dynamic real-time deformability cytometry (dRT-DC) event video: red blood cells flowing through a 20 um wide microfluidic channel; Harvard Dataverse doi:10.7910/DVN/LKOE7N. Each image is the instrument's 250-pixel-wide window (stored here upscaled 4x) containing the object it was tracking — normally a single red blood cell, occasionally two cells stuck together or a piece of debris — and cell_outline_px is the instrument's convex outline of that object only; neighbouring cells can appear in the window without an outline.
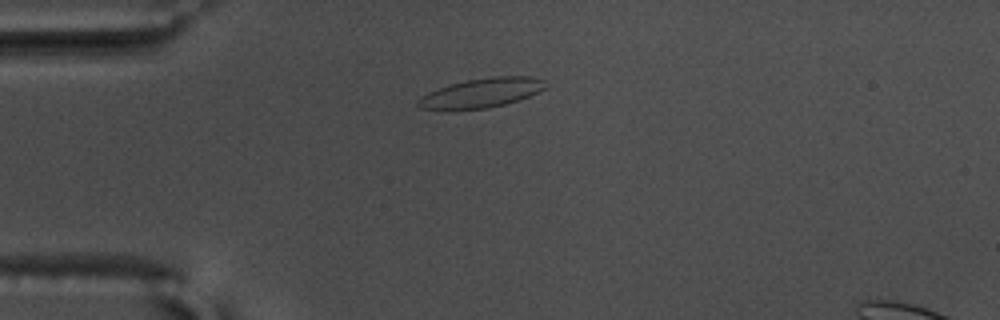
{"species": "common noctule bat (a hibernating species)", "species_latin": "Nyctalus noctula", "temperature_condition": "warm", "stored_images_in_passage": 43, "camera_frame_rate_fps": 3000, "um_per_image_px": 0.085, "animal": {"sex": "male", "body_mass_g": 17.5, "forearm_length_mm": 52.3}, "frame": {"image": 1, "passage_image": 1, "time_ms": 0.0, "image_size_px": [1000, 320], "cell_outline_px": [[544, 88], [520, 100], [488, 108], [420, 108], [416, 104], [420, 96], [428, 92], [452, 84], [468, 80], [492, 76], [532, 76], [544, 80]], "centroid_in_image_um": [40.96, 7.87], "position_along_channel_um": 44.0, "area_um2": 21.15}}
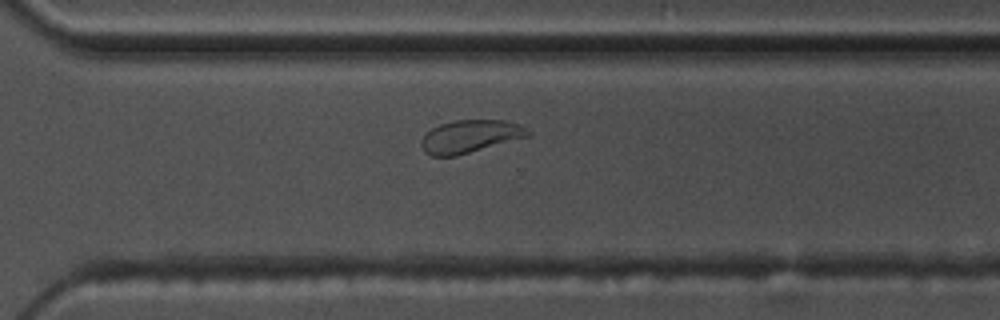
{"frame": {"image": 2, "passage_image": 27, "time_ms": 8.667, "image_size_px": [1000, 320], "cell_outline_px": [[532, 136], [456, 156], [432, 156], [424, 152], [420, 144], [420, 140], [432, 128], [440, 124], [452, 120], [504, 120], [520, 124], [532, 132]], "centroid_in_image_um": [39.99, 11.59], "position_along_channel_um": 330.6, "area_um2": 20.63}}
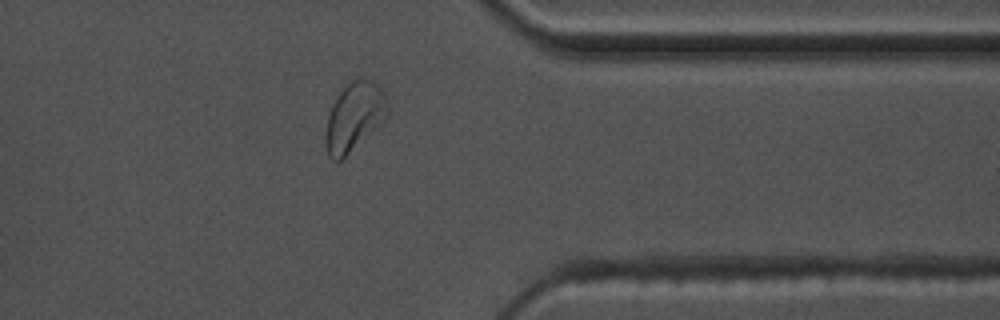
{"frame": {"image": 3, "passage_image": 32, "time_ms": 10.333, "image_size_px": [1000, 320], "cell_outline_px": [[388, 120], [340, 160], [332, 160], [328, 156], [324, 140], [328, 116], [332, 104], [340, 92], [352, 80], [360, 76], [364, 76], [372, 80], [384, 92], [388, 108]], "centroid_in_image_um": [30.14, 9.92], "position_along_channel_um": 381.3, "area_um2": 25.09}, "authors_computed_cell_mechanics": {"area_um2": 21.1548, "velocity_mm_per_s": 3.5656, "shape_relaxation_time_tau1_ms": 4.0071, "shape_relaxation_time_tau2_ms": 1.0412, "deformation_change_tau1": 0.1065, "deformation_change_tau2": 0.0595}}